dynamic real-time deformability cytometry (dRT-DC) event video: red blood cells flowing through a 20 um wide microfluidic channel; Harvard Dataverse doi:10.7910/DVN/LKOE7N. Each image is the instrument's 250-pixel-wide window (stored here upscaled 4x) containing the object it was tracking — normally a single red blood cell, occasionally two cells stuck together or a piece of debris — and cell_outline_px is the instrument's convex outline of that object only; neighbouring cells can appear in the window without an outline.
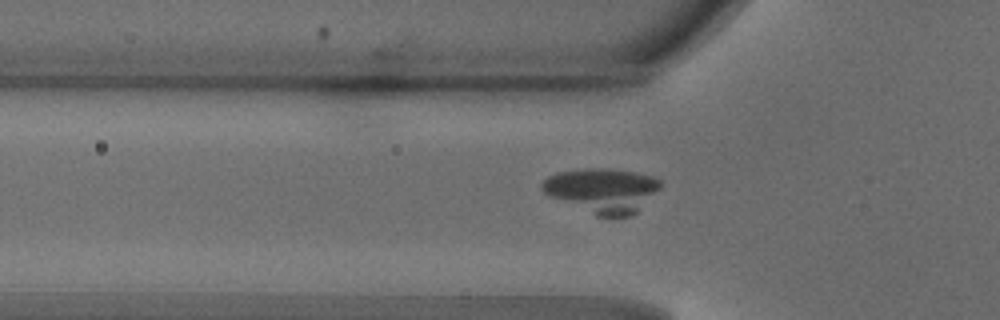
{"species": "common noctule bat (a hibernating species)", "species_latin": "Nyctalus noctula", "temperature_condition": "warm", "stored_images_in_passage": 50, "camera_frame_rate_fps": 3000, "um_per_image_px": 0.085, "animal": {"sex": "male", "body_mass_g": 18.8}, "frame": {"image": 1, "passage_image": 18, "time_ms": 5.667, "image_size_px": [1000, 320], "cell_outline_px": [[660, 188], [636, 212], [628, 216], [596, 216], [552, 196], [544, 192], [540, 188], [540, 184], [548, 176], [556, 172], [584, 168], [600, 168], [632, 172], [652, 176], [660, 180]], "centroid_in_image_um": [51.17, 16.17], "position_along_channel_um": 74.6, "area_um2": 30.17}}
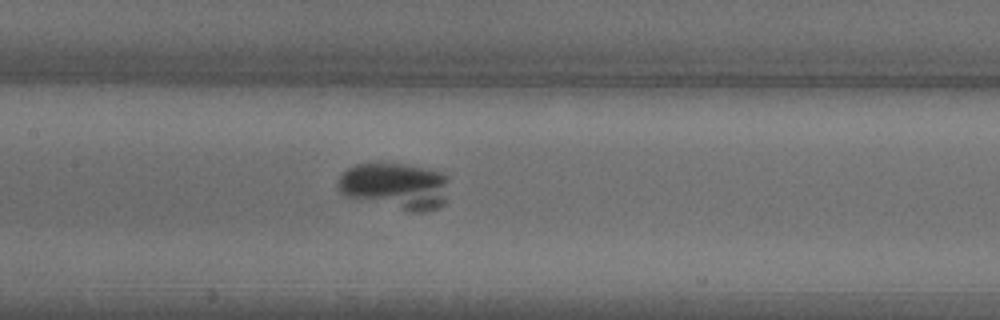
{"frame": {"image": 2, "passage_image": 25, "time_ms": 8.0, "image_size_px": [1000, 320], "cell_outline_px": [[448, 180], [444, 204], [440, 208], [424, 212], [416, 212], [344, 196], [336, 188], [336, 180], [348, 168], [356, 164], [404, 164], [444, 172]], "centroid_in_image_um": [33.59, 15.81], "position_along_channel_um": 173.8, "area_um2": 30.06}}
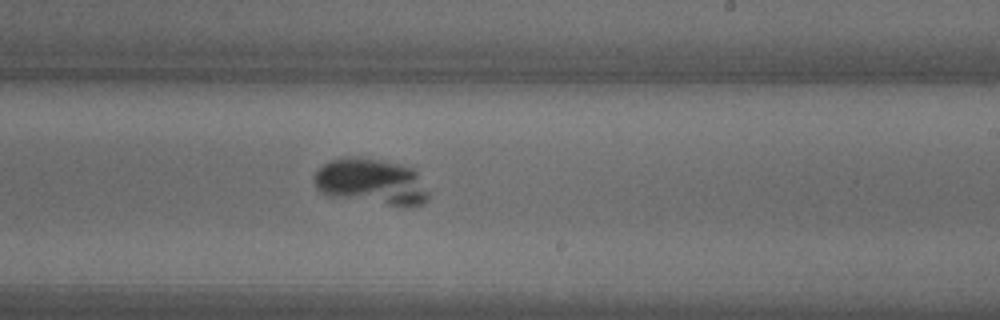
{"frame": {"image": 3, "passage_image": 31, "time_ms": 10.0, "image_size_px": [1000, 320], "cell_outline_px": [[428, 200], [424, 204], [404, 208], [328, 196], [316, 188], [312, 176], [328, 160], [356, 156], [376, 160], [412, 168], [416, 172], [428, 192]], "centroid_in_image_um": [31.54, 15.49], "position_along_channel_um": 257.5, "area_um2": 30.87}}